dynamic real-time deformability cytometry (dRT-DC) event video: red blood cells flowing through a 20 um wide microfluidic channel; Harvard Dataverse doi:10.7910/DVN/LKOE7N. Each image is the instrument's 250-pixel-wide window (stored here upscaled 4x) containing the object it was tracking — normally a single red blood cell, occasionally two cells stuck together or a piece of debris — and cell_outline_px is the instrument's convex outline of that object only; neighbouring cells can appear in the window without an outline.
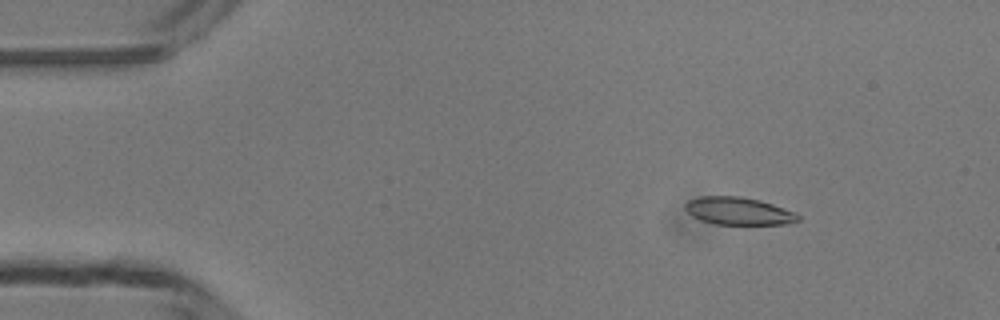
{"species": "common noctule bat (a hibernating species)", "species_latin": "Nyctalus noctula", "temperature_condition": "room temperature", "stored_images_in_passage": 49, "camera_frame_rate_fps": 3000, "um_per_image_px": 0.085, "animal": {"sex": "male", "body_mass_g": 13.3}, "frame": {"image": 1, "passage_image": 7, "time_ms": 2.0, "image_size_px": [1000, 320], "cell_outline_px": [[800, 220], [788, 224], [716, 224], [700, 220], [692, 216], [684, 208], [684, 204], [688, 200], [700, 196], [740, 196], [760, 200], [796, 212], [800, 216]], "centroid_in_image_um": [62.77, 17.93], "position_along_channel_um": 22.2, "area_um2": 18.26}}
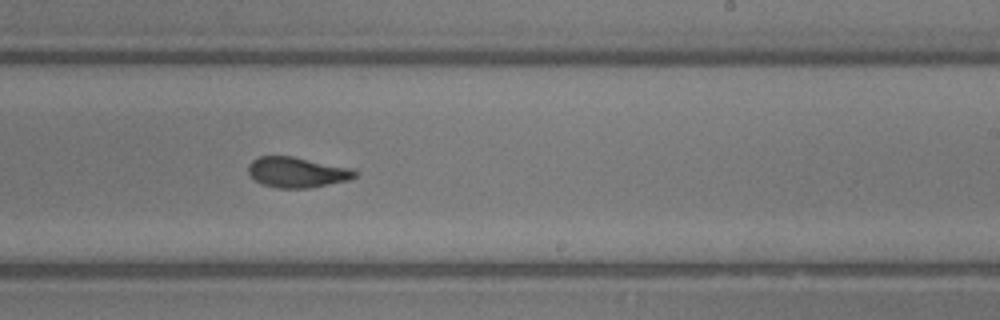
{"frame": {"image": 2, "passage_image": 30, "time_ms": 9.667, "image_size_px": [1000, 320], "cell_outline_px": [[356, 176], [348, 180], [312, 188], [280, 188], [264, 184], [256, 180], [248, 172], [248, 164], [252, 160], [260, 156], [292, 156], [352, 168], [356, 172]], "centroid_in_image_um": [25.25, 14.64], "position_along_channel_um": 263.7, "area_um2": 18.79}}
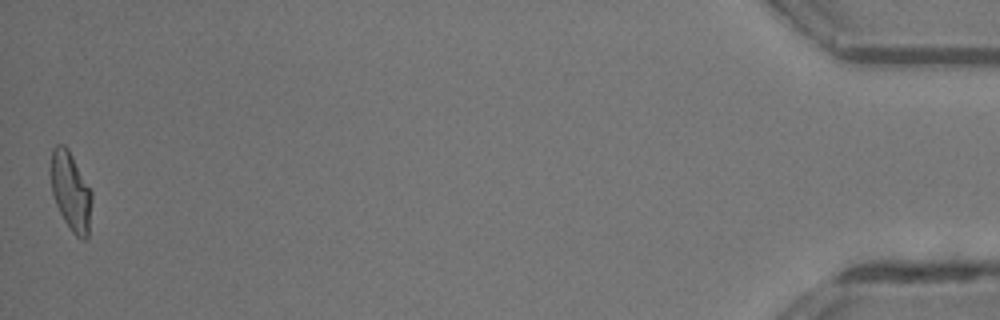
{"frame": {"image": 3, "passage_image": 49, "time_ms": 16.0, "image_size_px": [1000, 320], "cell_outline_px": [[92, 200], [88, 236], [84, 240], [76, 236], [72, 232], [64, 220], [56, 204], [52, 192], [48, 168], [52, 148], [56, 144], [64, 144], [68, 148], [92, 192]], "centroid_in_image_um": [5.98, 16.22], "position_along_channel_um": 429.2, "area_um2": 19.13}, "authors_computed_cell_mechanics": {"area_um2": 18.8428, "velocity_mm_per_s": 4.2024, "shape_relaxation_time_tau1_ms": 4.9467, "shape_relaxation_time_tau2_ms": 1.1218, "deformation_change_tau1": 0.1588, "deformation_change_tau2": 0.0747}}